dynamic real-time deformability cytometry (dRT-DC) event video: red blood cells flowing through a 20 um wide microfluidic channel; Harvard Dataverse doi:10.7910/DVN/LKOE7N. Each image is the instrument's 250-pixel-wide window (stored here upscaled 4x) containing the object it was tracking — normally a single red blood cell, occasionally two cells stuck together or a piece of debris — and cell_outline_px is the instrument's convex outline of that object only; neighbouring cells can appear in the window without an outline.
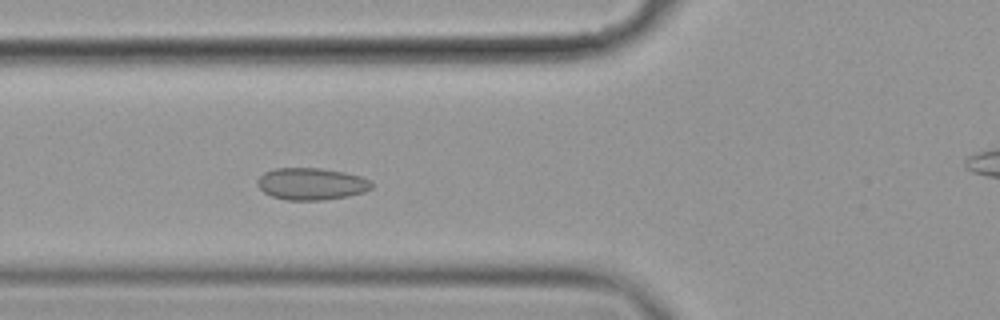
{"species": "common noctule bat (a hibernating species)", "species_latin": "Nyctalus noctula", "temperature_condition": "cold", "stored_images_in_passage": 5, "camera_frame_rate_fps": 3000, "um_per_image_px": 0.085, "animal": {"sex": "female", "body_mass_g": 19.9}, "frame": {"image": 1, "passage_image": 5, "time_ms": 1.333, "image_size_px": [1000, 320], "cell_outline_px": [[372, 188], [364, 192], [348, 196], [320, 200], [284, 200], [272, 196], [264, 192], [256, 184], [256, 180], [264, 172], [276, 168], [320, 168], [344, 172], [360, 176], [372, 180]], "centroid_in_image_um": [26.46, 15.63], "position_along_channel_um": 99.3, "area_um2": 21.39}}